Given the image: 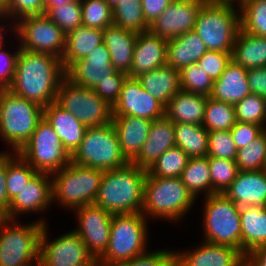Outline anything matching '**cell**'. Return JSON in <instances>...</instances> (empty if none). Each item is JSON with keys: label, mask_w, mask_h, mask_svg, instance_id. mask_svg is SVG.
<instances>
[{"label": "cell", "mask_w": 266, "mask_h": 266, "mask_svg": "<svg viewBox=\"0 0 266 266\" xmlns=\"http://www.w3.org/2000/svg\"><path fill=\"white\" fill-rule=\"evenodd\" d=\"M48 230L47 223L40 235V266H94L97 263L73 229L53 240L49 239Z\"/></svg>", "instance_id": "5bb4252c"}, {"label": "cell", "mask_w": 266, "mask_h": 266, "mask_svg": "<svg viewBox=\"0 0 266 266\" xmlns=\"http://www.w3.org/2000/svg\"><path fill=\"white\" fill-rule=\"evenodd\" d=\"M175 253L176 266H245V255L228 245L202 241L192 250H175Z\"/></svg>", "instance_id": "d6986e66"}, {"label": "cell", "mask_w": 266, "mask_h": 266, "mask_svg": "<svg viewBox=\"0 0 266 266\" xmlns=\"http://www.w3.org/2000/svg\"><path fill=\"white\" fill-rule=\"evenodd\" d=\"M203 200V240L232 246L242 252L240 207L219 193L204 197Z\"/></svg>", "instance_id": "30bf717a"}, {"label": "cell", "mask_w": 266, "mask_h": 266, "mask_svg": "<svg viewBox=\"0 0 266 266\" xmlns=\"http://www.w3.org/2000/svg\"><path fill=\"white\" fill-rule=\"evenodd\" d=\"M82 25L104 30L113 24V10L104 0H80Z\"/></svg>", "instance_id": "ee69618b"}, {"label": "cell", "mask_w": 266, "mask_h": 266, "mask_svg": "<svg viewBox=\"0 0 266 266\" xmlns=\"http://www.w3.org/2000/svg\"><path fill=\"white\" fill-rule=\"evenodd\" d=\"M38 172L16 151L7 150L6 188L9 201L15 198Z\"/></svg>", "instance_id": "d590c367"}, {"label": "cell", "mask_w": 266, "mask_h": 266, "mask_svg": "<svg viewBox=\"0 0 266 266\" xmlns=\"http://www.w3.org/2000/svg\"><path fill=\"white\" fill-rule=\"evenodd\" d=\"M232 59V53L207 50L197 65L203 69L211 80L216 81Z\"/></svg>", "instance_id": "f907efd6"}, {"label": "cell", "mask_w": 266, "mask_h": 266, "mask_svg": "<svg viewBox=\"0 0 266 266\" xmlns=\"http://www.w3.org/2000/svg\"><path fill=\"white\" fill-rule=\"evenodd\" d=\"M104 42L103 30L81 25L66 34V45L61 59L66 71L74 62L85 58L87 54Z\"/></svg>", "instance_id": "4dcf8cb0"}, {"label": "cell", "mask_w": 266, "mask_h": 266, "mask_svg": "<svg viewBox=\"0 0 266 266\" xmlns=\"http://www.w3.org/2000/svg\"><path fill=\"white\" fill-rule=\"evenodd\" d=\"M116 71L111 64L110 53L102 43L90 51L85 58L74 62L66 70V77L78 86L94 89L99 82Z\"/></svg>", "instance_id": "ffe728a7"}, {"label": "cell", "mask_w": 266, "mask_h": 266, "mask_svg": "<svg viewBox=\"0 0 266 266\" xmlns=\"http://www.w3.org/2000/svg\"><path fill=\"white\" fill-rule=\"evenodd\" d=\"M113 24L135 32L148 31L141 0H120L113 9Z\"/></svg>", "instance_id": "74e56055"}, {"label": "cell", "mask_w": 266, "mask_h": 266, "mask_svg": "<svg viewBox=\"0 0 266 266\" xmlns=\"http://www.w3.org/2000/svg\"><path fill=\"white\" fill-rule=\"evenodd\" d=\"M238 148L230 130L212 131L208 133L209 158H220L235 161Z\"/></svg>", "instance_id": "7dc6e473"}, {"label": "cell", "mask_w": 266, "mask_h": 266, "mask_svg": "<svg viewBox=\"0 0 266 266\" xmlns=\"http://www.w3.org/2000/svg\"><path fill=\"white\" fill-rule=\"evenodd\" d=\"M234 106L237 122L254 123L266 129V99L250 93Z\"/></svg>", "instance_id": "b9f144b4"}, {"label": "cell", "mask_w": 266, "mask_h": 266, "mask_svg": "<svg viewBox=\"0 0 266 266\" xmlns=\"http://www.w3.org/2000/svg\"><path fill=\"white\" fill-rule=\"evenodd\" d=\"M207 48L194 30L167 41L166 65L180 71L195 64L205 54Z\"/></svg>", "instance_id": "f1b7e54d"}, {"label": "cell", "mask_w": 266, "mask_h": 266, "mask_svg": "<svg viewBox=\"0 0 266 266\" xmlns=\"http://www.w3.org/2000/svg\"><path fill=\"white\" fill-rule=\"evenodd\" d=\"M137 80L145 91L164 106L181 90L179 71L169 65L142 74Z\"/></svg>", "instance_id": "f546056e"}, {"label": "cell", "mask_w": 266, "mask_h": 266, "mask_svg": "<svg viewBox=\"0 0 266 266\" xmlns=\"http://www.w3.org/2000/svg\"><path fill=\"white\" fill-rule=\"evenodd\" d=\"M211 175V194H223L235 180L238 167L235 161L220 158H209Z\"/></svg>", "instance_id": "7bdbcfd3"}, {"label": "cell", "mask_w": 266, "mask_h": 266, "mask_svg": "<svg viewBox=\"0 0 266 266\" xmlns=\"http://www.w3.org/2000/svg\"><path fill=\"white\" fill-rule=\"evenodd\" d=\"M79 0H45L46 7L60 6L65 3H74Z\"/></svg>", "instance_id": "94428289"}, {"label": "cell", "mask_w": 266, "mask_h": 266, "mask_svg": "<svg viewBox=\"0 0 266 266\" xmlns=\"http://www.w3.org/2000/svg\"><path fill=\"white\" fill-rule=\"evenodd\" d=\"M17 154L39 173L53 174L71 162L53 127L42 118Z\"/></svg>", "instance_id": "8fae6325"}, {"label": "cell", "mask_w": 266, "mask_h": 266, "mask_svg": "<svg viewBox=\"0 0 266 266\" xmlns=\"http://www.w3.org/2000/svg\"><path fill=\"white\" fill-rule=\"evenodd\" d=\"M109 7L113 10L120 0H104Z\"/></svg>", "instance_id": "be15d7a7"}, {"label": "cell", "mask_w": 266, "mask_h": 266, "mask_svg": "<svg viewBox=\"0 0 266 266\" xmlns=\"http://www.w3.org/2000/svg\"><path fill=\"white\" fill-rule=\"evenodd\" d=\"M247 79L250 92L266 99V66L248 69Z\"/></svg>", "instance_id": "11a10c76"}, {"label": "cell", "mask_w": 266, "mask_h": 266, "mask_svg": "<svg viewBox=\"0 0 266 266\" xmlns=\"http://www.w3.org/2000/svg\"><path fill=\"white\" fill-rule=\"evenodd\" d=\"M195 203L196 198L186 188L180 177L146 175L142 214L148 220L162 219L171 221L170 223H178L180 219L181 221L184 219Z\"/></svg>", "instance_id": "3957f363"}, {"label": "cell", "mask_w": 266, "mask_h": 266, "mask_svg": "<svg viewBox=\"0 0 266 266\" xmlns=\"http://www.w3.org/2000/svg\"><path fill=\"white\" fill-rule=\"evenodd\" d=\"M77 227L73 229L97 261L107 250L113 214L95 204L73 210Z\"/></svg>", "instance_id": "9a60e30c"}, {"label": "cell", "mask_w": 266, "mask_h": 266, "mask_svg": "<svg viewBox=\"0 0 266 266\" xmlns=\"http://www.w3.org/2000/svg\"><path fill=\"white\" fill-rule=\"evenodd\" d=\"M65 76L60 58L20 48L14 77L7 89L44 108L56 101L59 85Z\"/></svg>", "instance_id": "6da1fadb"}, {"label": "cell", "mask_w": 266, "mask_h": 266, "mask_svg": "<svg viewBox=\"0 0 266 266\" xmlns=\"http://www.w3.org/2000/svg\"><path fill=\"white\" fill-rule=\"evenodd\" d=\"M43 118L53 127L64 148L72 155L83 140L88 127L56 102L43 108Z\"/></svg>", "instance_id": "cb8c5ba5"}, {"label": "cell", "mask_w": 266, "mask_h": 266, "mask_svg": "<svg viewBox=\"0 0 266 266\" xmlns=\"http://www.w3.org/2000/svg\"><path fill=\"white\" fill-rule=\"evenodd\" d=\"M45 14L67 34L82 25L81 1L46 7Z\"/></svg>", "instance_id": "bcb514c9"}, {"label": "cell", "mask_w": 266, "mask_h": 266, "mask_svg": "<svg viewBox=\"0 0 266 266\" xmlns=\"http://www.w3.org/2000/svg\"><path fill=\"white\" fill-rule=\"evenodd\" d=\"M207 0H173L151 24L149 30L165 40L194 30L199 10Z\"/></svg>", "instance_id": "2e32d148"}, {"label": "cell", "mask_w": 266, "mask_h": 266, "mask_svg": "<svg viewBox=\"0 0 266 266\" xmlns=\"http://www.w3.org/2000/svg\"><path fill=\"white\" fill-rule=\"evenodd\" d=\"M52 179L47 173H37L24 186L19 194L10 201L8 211L2 216L10 220H17L20 216L30 213L41 214L51 207Z\"/></svg>", "instance_id": "ac0fdd59"}, {"label": "cell", "mask_w": 266, "mask_h": 266, "mask_svg": "<svg viewBox=\"0 0 266 266\" xmlns=\"http://www.w3.org/2000/svg\"><path fill=\"white\" fill-rule=\"evenodd\" d=\"M245 266H266V245H261L245 255Z\"/></svg>", "instance_id": "680465c9"}, {"label": "cell", "mask_w": 266, "mask_h": 266, "mask_svg": "<svg viewBox=\"0 0 266 266\" xmlns=\"http://www.w3.org/2000/svg\"><path fill=\"white\" fill-rule=\"evenodd\" d=\"M146 175L132 163L104 171L94 204L111 214L142 213Z\"/></svg>", "instance_id": "7a4b0ae2"}, {"label": "cell", "mask_w": 266, "mask_h": 266, "mask_svg": "<svg viewBox=\"0 0 266 266\" xmlns=\"http://www.w3.org/2000/svg\"><path fill=\"white\" fill-rule=\"evenodd\" d=\"M128 78L126 73L116 71L107 79L98 83L93 91L105 100L110 106H114L118 101L124 82Z\"/></svg>", "instance_id": "681fc988"}, {"label": "cell", "mask_w": 266, "mask_h": 266, "mask_svg": "<svg viewBox=\"0 0 266 266\" xmlns=\"http://www.w3.org/2000/svg\"><path fill=\"white\" fill-rule=\"evenodd\" d=\"M144 18L150 25L173 0H141Z\"/></svg>", "instance_id": "6f0895ef"}, {"label": "cell", "mask_w": 266, "mask_h": 266, "mask_svg": "<svg viewBox=\"0 0 266 266\" xmlns=\"http://www.w3.org/2000/svg\"><path fill=\"white\" fill-rule=\"evenodd\" d=\"M71 162L102 171L122 168L130 163L121 151L112 122L88 127L83 140L71 155Z\"/></svg>", "instance_id": "9c48e42d"}, {"label": "cell", "mask_w": 266, "mask_h": 266, "mask_svg": "<svg viewBox=\"0 0 266 266\" xmlns=\"http://www.w3.org/2000/svg\"><path fill=\"white\" fill-rule=\"evenodd\" d=\"M103 38L113 67L128 74L133 62L137 32L112 24L103 30Z\"/></svg>", "instance_id": "4316f807"}, {"label": "cell", "mask_w": 266, "mask_h": 266, "mask_svg": "<svg viewBox=\"0 0 266 266\" xmlns=\"http://www.w3.org/2000/svg\"><path fill=\"white\" fill-rule=\"evenodd\" d=\"M235 162L238 171H255L266 168V129L246 147L238 149Z\"/></svg>", "instance_id": "ab89813d"}, {"label": "cell", "mask_w": 266, "mask_h": 266, "mask_svg": "<svg viewBox=\"0 0 266 266\" xmlns=\"http://www.w3.org/2000/svg\"><path fill=\"white\" fill-rule=\"evenodd\" d=\"M148 222L142 213L113 214L109 244L97 263L117 266L149 251Z\"/></svg>", "instance_id": "277c9868"}, {"label": "cell", "mask_w": 266, "mask_h": 266, "mask_svg": "<svg viewBox=\"0 0 266 266\" xmlns=\"http://www.w3.org/2000/svg\"><path fill=\"white\" fill-rule=\"evenodd\" d=\"M5 4H6V0H0V13L5 12Z\"/></svg>", "instance_id": "e7e4bbea"}, {"label": "cell", "mask_w": 266, "mask_h": 266, "mask_svg": "<svg viewBox=\"0 0 266 266\" xmlns=\"http://www.w3.org/2000/svg\"><path fill=\"white\" fill-rule=\"evenodd\" d=\"M247 75L248 70L231 59L224 72L213 82L210 97L235 105L251 93Z\"/></svg>", "instance_id": "d4e9b609"}, {"label": "cell", "mask_w": 266, "mask_h": 266, "mask_svg": "<svg viewBox=\"0 0 266 266\" xmlns=\"http://www.w3.org/2000/svg\"><path fill=\"white\" fill-rule=\"evenodd\" d=\"M180 179L196 199L201 193L211 195L209 157L189 158Z\"/></svg>", "instance_id": "e575fe53"}, {"label": "cell", "mask_w": 266, "mask_h": 266, "mask_svg": "<svg viewBox=\"0 0 266 266\" xmlns=\"http://www.w3.org/2000/svg\"><path fill=\"white\" fill-rule=\"evenodd\" d=\"M189 157L177 146L169 148L147 170L148 175L157 177H180Z\"/></svg>", "instance_id": "60d3db41"}, {"label": "cell", "mask_w": 266, "mask_h": 266, "mask_svg": "<svg viewBox=\"0 0 266 266\" xmlns=\"http://www.w3.org/2000/svg\"><path fill=\"white\" fill-rule=\"evenodd\" d=\"M207 96L180 90L165 106V116L173 123L202 125Z\"/></svg>", "instance_id": "83f0119b"}, {"label": "cell", "mask_w": 266, "mask_h": 266, "mask_svg": "<svg viewBox=\"0 0 266 266\" xmlns=\"http://www.w3.org/2000/svg\"><path fill=\"white\" fill-rule=\"evenodd\" d=\"M175 144L189 158L206 157L208 153V131L202 125L174 123Z\"/></svg>", "instance_id": "836d02e7"}, {"label": "cell", "mask_w": 266, "mask_h": 266, "mask_svg": "<svg viewBox=\"0 0 266 266\" xmlns=\"http://www.w3.org/2000/svg\"><path fill=\"white\" fill-rule=\"evenodd\" d=\"M181 90L195 94L210 96L213 80L201 69L200 66L191 64L179 71Z\"/></svg>", "instance_id": "f6af8a7d"}, {"label": "cell", "mask_w": 266, "mask_h": 266, "mask_svg": "<svg viewBox=\"0 0 266 266\" xmlns=\"http://www.w3.org/2000/svg\"><path fill=\"white\" fill-rule=\"evenodd\" d=\"M1 22H4V23H1ZM6 22H9L10 24L9 23H6ZM0 23H1L0 24V47H1L2 45L5 44L4 43L5 42L4 41L5 40V36H4L5 34H3L4 33V30L6 29L5 30V32H6L7 31V28H8V29H11L10 32L13 33L14 32V23H13L12 19L9 17V15L7 13H5V12L4 13H0Z\"/></svg>", "instance_id": "91938a15"}, {"label": "cell", "mask_w": 266, "mask_h": 266, "mask_svg": "<svg viewBox=\"0 0 266 266\" xmlns=\"http://www.w3.org/2000/svg\"><path fill=\"white\" fill-rule=\"evenodd\" d=\"M208 2L211 3H232V4H236L240 5L244 0H207Z\"/></svg>", "instance_id": "6125c7cd"}, {"label": "cell", "mask_w": 266, "mask_h": 266, "mask_svg": "<svg viewBox=\"0 0 266 266\" xmlns=\"http://www.w3.org/2000/svg\"><path fill=\"white\" fill-rule=\"evenodd\" d=\"M45 0H6L5 13L13 22L30 15L45 14Z\"/></svg>", "instance_id": "816d5d0a"}, {"label": "cell", "mask_w": 266, "mask_h": 266, "mask_svg": "<svg viewBox=\"0 0 266 266\" xmlns=\"http://www.w3.org/2000/svg\"><path fill=\"white\" fill-rule=\"evenodd\" d=\"M235 106L207 96L202 126L208 131L231 130L236 124Z\"/></svg>", "instance_id": "8d00e7d4"}, {"label": "cell", "mask_w": 266, "mask_h": 266, "mask_svg": "<svg viewBox=\"0 0 266 266\" xmlns=\"http://www.w3.org/2000/svg\"><path fill=\"white\" fill-rule=\"evenodd\" d=\"M239 10L241 30L266 37V0H244Z\"/></svg>", "instance_id": "f35d334b"}, {"label": "cell", "mask_w": 266, "mask_h": 266, "mask_svg": "<svg viewBox=\"0 0 266 266\" xmlns=\"http://www.w3.org/2000/svg\"><path fill=\"white\" fill-rule=\"evenodd\" d=\"M264 130L265 128L263 126L254 123L236 122L230 132L237 148L242 149L258 137Z\"/></svg>", "instance_id": "db71d44e"}, {"label": "cell", "mask_w": 266, "mask_h": 266, "mask_svg": "<svg viewBox=\"0 0 266 266\" xmlns=\"http://www.w3.org/2000/svg\"><path fill=\"white\" fill-rule=\"evenodd\" d=\"M117 266H176V253L168 248L150 250Z\"/></svg>", "instance_id": "c3c4849f"}, {"label": "cell", "mask_w": 266, "mask_h": 266, "mask_svg": "<svg viewBox=\"0 0 266 266\" xmlns=\"http://www.w3.org/2000/svg\"><path fill=\"white\" fill-rule=\"evenodd\" d=\"M112 124L116 130L121 151L131 162L146 141L152 121L132 116H113Z\"/></svg>", "instance_id": "484cf974"}, {"label": "cell", "mask_w": 266, "mask_h": 266, "mask_svg": "<svg viewBox=\"0 0 266 266\" xmlns=\"http://www.w3.org/2000/svg\"><path fill=\"white\" fill-rule=\"evenodd\" d=\"M240 29L239 5L208 1L199 10L194 27L207 50L226 53L233 52Z\"/></svg>", "instance_id": "52a82bcc"}, {"label": "cell", "mask_w": 266, "mask_h": 266, "mask_svg": "<svg viewBox=\"0 0 266 266\" xmlns=\"http://www.w3.org/2000/svg\"><path fill=\"white\" fill-rule=\"evenodd\" d=\"M7 174V151L0 152V217H2L9 208L10 201L7 195L6 188Z\"/></svg>", "instance_id": "9f6ffc18"}, {"label": "cell", "mask_w": 266, "mask_h": 266, "mask_svg": "<svg viewBox=\"0 0 266 266\" xmlns=\"http://www.w3.org/2000/svg\"><path fill=\"white\" fill-rule=\"evenodd\" d=\"M166 56L167 40L160 38L150 30L138 32L128 77L138 78L142 74L165 66Z\"/></svg>", "instance_id": "44dd1931"}, {"label": "cell", "mask_w": 266, "mask_h": 266, "mask_svg": "<svg viewBox=\"0 0 266 266\" xmlns=\"http://www.w3.org/2000/svg\"><path fill=\"white\" fill-rule=\"evenodd\" d=\"M174 146V123L166 116L153 120L146 141L130 163L148 170L163 153Z\"/></svg>", "instance_id": "7402d4cb"}, {"label": "cell", "mask_w": 266, "mask_h": 266, "mask_svg": "<svg viewBox=\"0 0 266 266\" xmlns=\"http://www.w3.org/2000/svg\"><path fill=\"white\" fill-rule=\"evenodd\" d=\"M5 49V45L0 47V89L8 88L12 83L20 47L17 46L14 52Z\"/></svg>", "instance_id": "f5cc1de1"}, {"label": "cell", "mask_w": 266, "mask_h": 266, "mask_svg": "<svg viewBox=\"0 0 266 266\" xmlns=\"http://www.w3.org/2000/svg\"><path fill=\"white\" fill-rule=\"evenodd\" d=\"M112 112L113 116H132L153 121L165 116V106L145 91L137 78L128 77Z\"/></svg>", "instance_id": "e0dca14e"}, {"label": "cell", "mask_w": 266, "mask_h": 266, "mask_svg": "<svg viewBox=\"0 0 266 266\" xmlns=\"http://www.w3.org/2000/svg\"><path fill=\"white\" fill-rule=\"evenodd\" d=\"M13 34L21 49L63 57L66 34L46 14L20 18L14 22Z\"/></svg>", "instance_id": "4fadbf2b"}, {"label": "cell", "mask_w": 266, "mask_h": 266, "mask_svg": "<svg viewBox=\"0 0 266 266\" xmlns=\"http://www.w3.org/2000/svg\"><path fill=\"white\" fill-rule=\"evenodd\" d=\"M55 102L87 127H99L112 122V106L93 89L78 86L66 76L59 85Z\"/></svg>", "instance_id": "7c38bea8"}, {"label": "cell", "mask_w": 266, "mask_h": 266, "mask_svg": "<svg viewBox=\"0 0 266 266\" xmlns=\"http://www.w3.org/2000/svg\"><path fill=\"white\" fill-rule=\"evenodd\" d=\"M104 171L70 162L51 174L52 202L73 211L94 204Z\"/></svg>", "instance_id": "ba28073f"}, {"label": "cell", "mask_w": 266, "mask_h": 266, "mask_svg": "<svg viewBox=\"0 0 266 266\" xmlns=\"http://www.w3.org/2000/svg\"><path fill=\"white\" fill-rule=\"evenodd\" d=\"M240 225L244 255L258 246L266 245V206L241 207Z\"/></svg>", "instance_id": "1f68e13d"}, {"label": "cell", "mask_w": 266, "mask_h": 266, "mask_svg": "<svg viewBox=\"0 0 266 266\" xmlns=\"http://www.w3.org/2000/svg\"><path fill=\"white\" fill-rule=\"evenodd\" d=\"M232 60L245 69L266 66V37L256 36L240 29L234 41Z\"/></svg>", "instance_id": "d6a6232c"}, {"label": "cell", "mask_w": 266, "mask_h": 266, "mask_svg": "<svg viewBox=\"0 0 266 266\" xmlns=\"http://www.w3.org/2000/svg\"><path fill=\"white\" fill-rule=\"evenodd\" d=\"M240 208L266 206V171H238L235 180L223 193Z\"/></svg>", "instance_id": "603a6c76"}, {"label": "cell", "mask_w": 266, "mask_h": 266, "mask_svg": "<svg viewBox=\"0 0 266 266\" xmlns=\"http://www.w3.org/2000/svg\"><path fill=\"white\" fill-rule=\"evenodd\" d=\"M44 219L21 224L18 219L0 217V266L39 265L40 235L47 224Z\"/></svg>", "instance_id": "5b68a950"}, {"label": "cell", "mask_w": 266, "mask_h": 266, "mask_svg": "<svg viewBox=\"0 0 266 266\" xmlns=\"http://www.w3.org/2000/svg\"><path fill=\"white\" fill-rule=\"evenodd\" d=\"M43 118V107L7 88L0 89V138L18 151Z\"/></svg>", "instance_id": "8992f818"}]
</instances>
